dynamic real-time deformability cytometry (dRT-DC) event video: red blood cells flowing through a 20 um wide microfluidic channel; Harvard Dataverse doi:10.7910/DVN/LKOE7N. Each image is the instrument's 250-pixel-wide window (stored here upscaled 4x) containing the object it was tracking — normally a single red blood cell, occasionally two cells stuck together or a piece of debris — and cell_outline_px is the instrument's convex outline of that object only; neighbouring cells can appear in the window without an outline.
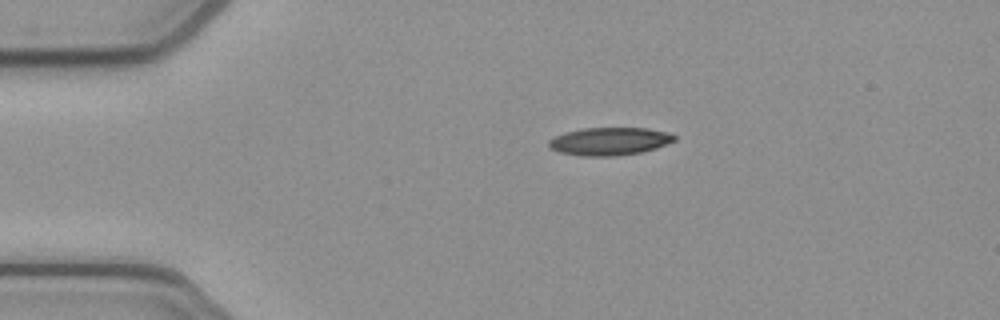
{"species": "common noctule bat (a hibernating species)", "species_latin": "Nyctalus noctula", "temperature_condition": "cold", "stored_images_in_passage": 43, "camera_frame_rate_fps": 3000, "um_per_image_px": 0.085, "animal": {"sex": "female", "body_mass_g": 21.9}, "frame": {"image": 1, "passage_image": 1, "time_ms": 0.0, "image_size_px": [1000, 320], "cell_outline_px": [[676, 140], [656, 148], [640, 152], [616, 156], [584, 156], [560, 152], [548, 148], [548, 140], [564, 132], [580, 128], [648, 128], [668, 132], [676, 136]], "centroid_in_image_um": [51.79, 12.0], "position_along_channel_um": 33.2, "area_um2": 20.46}}
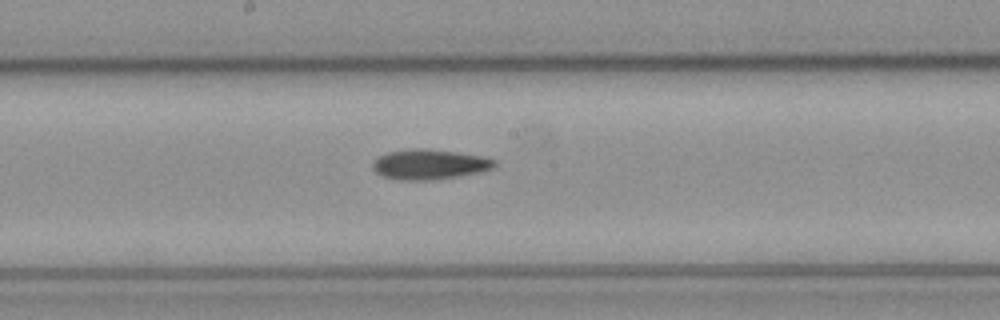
{"frame": {"image": 2, "passage_image": 18, "time_ms": 5.667, "image_size_px": [1000, 320], "cell_outline_px": [[496, 164], [492, 168], [480, 172], [436, 180], [400, 180], [380, 176], [372, 168], [372, 164], [380, 156], [388, 152], [416, 148], [428, 148], [484, 156], [496, 160]], "centroid_in_image_um": [36.51, 13.97], "position_along_channel_um": 211.7, "area_um2": 21.44}}
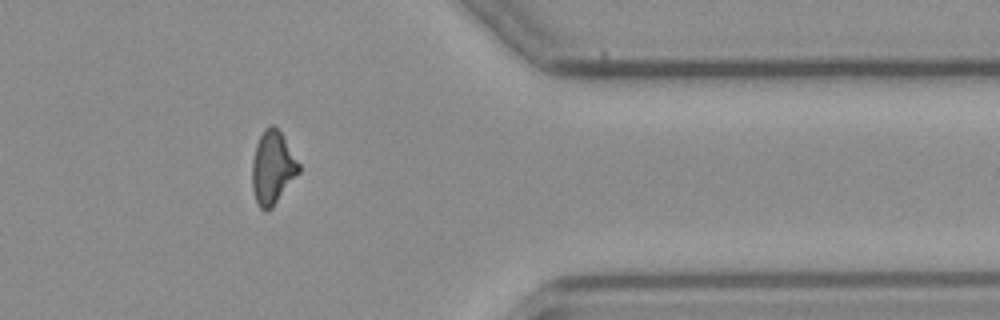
{"frame": {"image": 3, "passage_image": 33, "time_ms": 10.667, "image_size_px": [1000, 320], "cell_outline_px": [[300, 172], [272, 208], [268, 212], [264, 212], [256, 204], [252, 188], [252, 160], [256, 144], [264, 128], [272, 124], [280, 132], [300, 164]], "centroid_in_image_um": [23.15, 14.3], "position_along_channel_um": 388.2, "area_um2": 20.0}, "authors_computed_cell_mechanics": {"area_um2": 20.23, "velocity_mm_per_s": 3.9005, "shape_relaxation_time_tau1_ms": 8.6092, "shape_relaxation_time_tau2_ms": 9.4789, "deformation_change_tau1": 0.2145, "deformation_change_tau2": 0.2377}}